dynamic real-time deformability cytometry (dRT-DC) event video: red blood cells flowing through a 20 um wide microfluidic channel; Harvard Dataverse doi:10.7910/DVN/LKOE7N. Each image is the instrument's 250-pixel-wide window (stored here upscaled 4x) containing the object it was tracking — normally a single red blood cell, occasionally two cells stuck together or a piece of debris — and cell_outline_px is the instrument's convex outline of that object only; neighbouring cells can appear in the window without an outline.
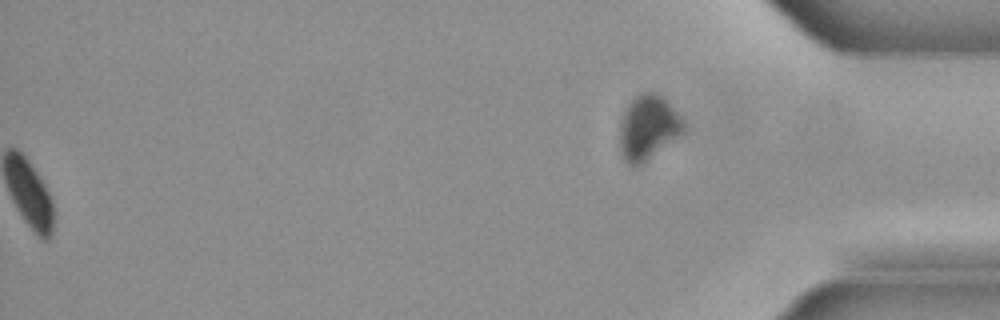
{"species": "common noctule bat (a hibernating species)", "species_latin": "Nyctalus noctula", "temperature_condition": "cold", "stored_images_in_passage": 49, "camera_frame_rate_fps": 3000, "um_per_image_px": 0.085, "animal": {"sex": "male", "body_mass_g": 21.5, "forearm_length_mm": 52.0}, "frame": {"image": 1, "passage_image": 49, "time_ms": 16.0, "image_size_px": [1000, 320], "cell_outline_px": [[684, 132], [640, 164], [628, 164], [620, 148], [620, 124], [624, 112], [628, 104], [640, 92], [656, 92], [684, 120]], "centroid_in_image_um": [55.08, 10.8], "position_along_channel_um": 380.1, "area_um2": 23.18}}